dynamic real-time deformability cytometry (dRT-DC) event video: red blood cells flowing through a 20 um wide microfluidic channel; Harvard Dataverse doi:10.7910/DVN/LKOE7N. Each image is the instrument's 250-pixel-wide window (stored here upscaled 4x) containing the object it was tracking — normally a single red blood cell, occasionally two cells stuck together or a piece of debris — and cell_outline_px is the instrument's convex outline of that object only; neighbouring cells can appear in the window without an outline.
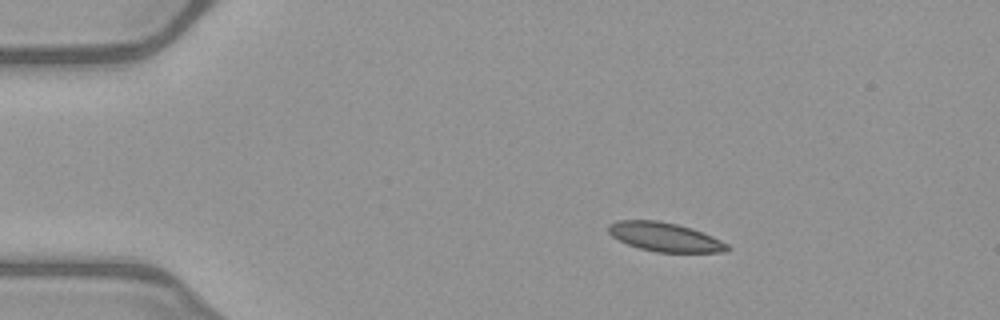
{"species": "common noctule bat (a hibernating species)", "species_latin": "Nyctalus noctula", "temperature_condition": "warm", "stored_images_in_passage": 51, "camera_frame_rate_fps": 3000, "um_per_image_px": 0.085, "animal": {"sex": "female", "body_mass_g": 21.9}, "frame": {"image": 1, "passage_image": 9, "time_ms": 2.667, "image_size_px": [1000, 320], "cell_outline_px": [[732, 248], [724, 252], [656, 252], [640, 248], [628, 244], [612, 236], [608, 232], [608, 224], [616, 220], [656, 220], [676, 224], [692, 228], [712, 236], [728, 244]], "centroid_in_image_um": [56.51, 20.14], "position_along_channel_um": 28.5, "area_um2": 20.0}}
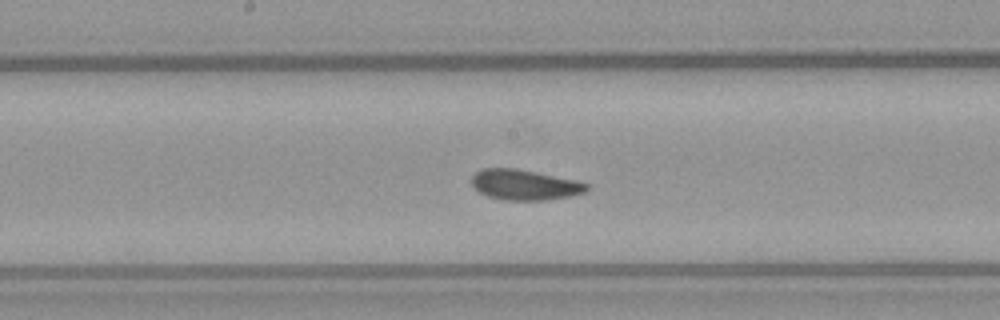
{"frame": {"image": 2, "passage_image": 27, "time_ms": 8.667, "image_size_px": [1000, 320], "cell_outline_px": [[588, 188], [584, 192], [568, 196], [544, 200], [504, 200], [488, 196], [480, 192], [472, 184], [472, 176], [480, 168], [516, 168], [576, 180], [588, 184]], "centroid_in_image_um": [44.57, 15.7], "position_along_channel_um": 203.6, "area_um2": 20.17}}
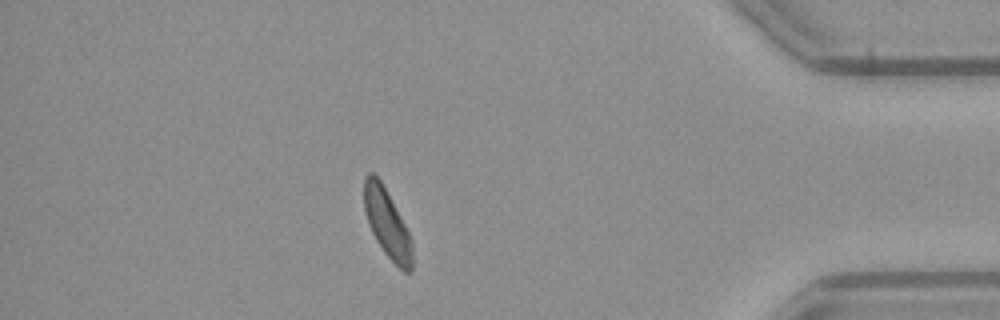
{"frame": {"image": 3, "passage_image": 45, "time_ms": 14.667, "image_size_px": [1000, 320], "cell_outline_px": [[412, 272], [404, 272], [384, 252], [376, 240], [372, 232], [364, 208], [364, 176], [368, 172], [372, 172], [380, 180], [404, 224], [412, 240]], "centroid_in_image_um": [32.9, 19.0], "position_along_channel_um": 402.3, "area_um2": 18.73}, "authors_computed_cell_mechanics": {"area_um2": 20.2878, "velocity_mm_per_s": 4.0109, "shape_relaxation_time_tau1_ms": 2.7335, "shape_relaxation_time_tau2_ms": 2.602, "deformation_change_tau1": 0.1164, "deformation_change_tau2": 0.1032}}